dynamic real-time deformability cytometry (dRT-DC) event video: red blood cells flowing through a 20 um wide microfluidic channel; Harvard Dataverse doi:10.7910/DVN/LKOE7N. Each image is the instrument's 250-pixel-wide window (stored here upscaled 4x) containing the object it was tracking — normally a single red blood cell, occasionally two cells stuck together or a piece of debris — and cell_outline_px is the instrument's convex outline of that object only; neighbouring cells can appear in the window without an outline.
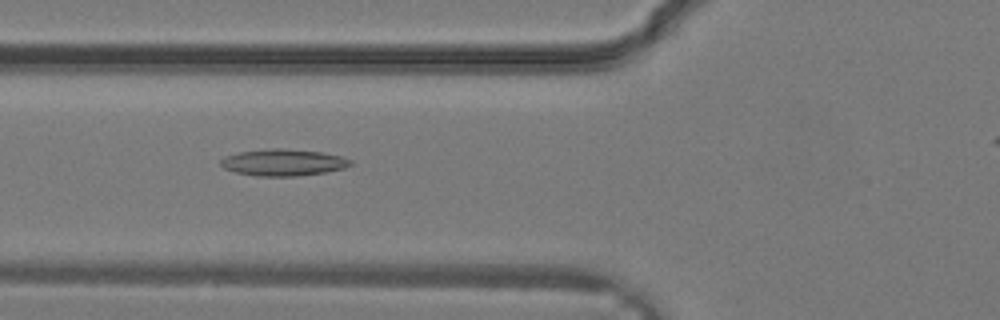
{"species": "common noctule bat (a hibernating species)", "species_latin": "Nyctalus noctula", "temperature_condition": "warm", "stored_images_in_passage": 27, "camera_frame_rate_fps": 3000, "um_per_image_px": 0.085, "animal": {"sex": "male", "body_mass_g": 19.2, "forearm_length_mm": 51.8}, "frame": {"image": 1, "passage_image": 9, "time_ms": 2.667, "image_size_px": [1000, 320], "cell_outline_px": [[352, 164], [344, 168], [324, 172], [296, 176], [256, 176], [236, 172], [224, 168], [220, 164], [220, 160], [224, 156], [240, 152], [272, 148], [284, 148], [324, 152], [344, 156], [352, 160]], "centroid_in_image_um": [24.1, 13.8], "position_along_channel_um": 101.7, "area_um2": 20.29}}
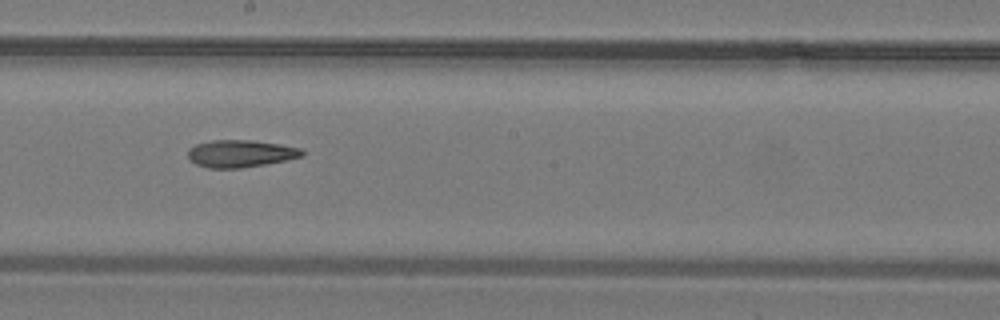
{"frame": {"image": 2, "passage_image": 15, "time_ms": 4.667, "image_size_px": [1000, 320], "cell_outline_px": [[304, 156], [288, 160], [240, 168], [208, 168], [196, 164], [188, 160], [188, 148], [196, 144], [212, 140], [252, 140], [280, 144], [300, 148], [304, 152]], "centroid_in_image_um": [20.43, 13.05], "position_along_channel_um": 227.8, "area_um2": 18.26}}
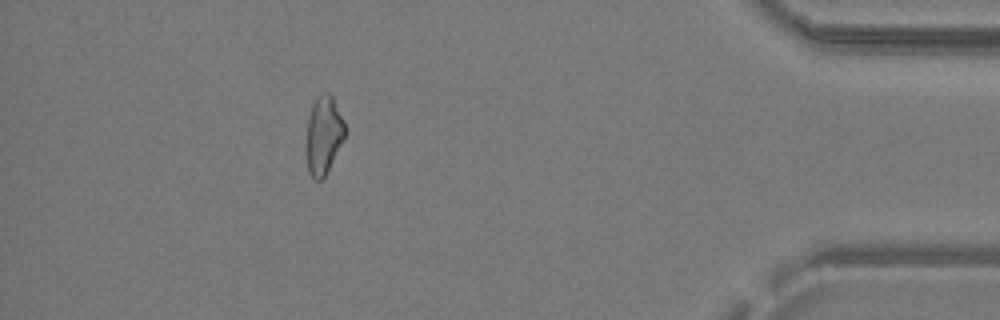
{"frame": {"image": 3, "passage_image": 26, "time_ms": 8.333, "image_size_px": [1000, 320], "cell_outline_px": [[348, 132], [324, 176], [320, 180], [316, 180], [308, 172], [308, 116], [312, 104], [316, 96], [324, 92], [328, 92], [332, 96], [344, 120]], "centroid_in_image_um": [27.55, 11.42], "position_along_channel_um": 407.6, "area_um2": 17.34}}